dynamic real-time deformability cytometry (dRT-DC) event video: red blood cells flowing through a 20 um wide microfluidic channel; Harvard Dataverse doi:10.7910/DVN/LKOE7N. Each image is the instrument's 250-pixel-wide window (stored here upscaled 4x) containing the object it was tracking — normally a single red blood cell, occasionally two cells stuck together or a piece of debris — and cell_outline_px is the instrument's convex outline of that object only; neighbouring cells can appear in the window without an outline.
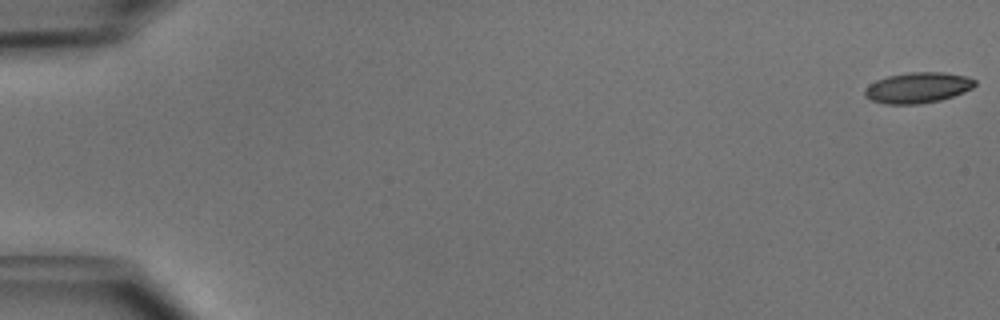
{"species": "common noctule bat (a hibernating species)", "species_latin": "Nyctalus noctula", "temperature_condition": "cold", "stored_images_in_passage": 51, "camera_frame_rate_fps": 3000, "um_per_image_px": 0.085, "animal": {"sex": "male", "body_mass_g": 15.6}, "frame": {"image": 1, "passage_image": 1, "time_ms": 0.0, "image_size_px": [1000, 320], "cell_outline_px": [[976, 84], [972, 88], [964, 92], [940, 100], [920, 104], [884, 104], [872, 100], [864, 96], [864, 88], [868, 84], [876, 80], [888, 76], [908, 72], [944, 72], [968, 76], [976, 80]], "centroid_in_image_um": [78.0, 7.45], "position_along_channel_um": 7.0, "area_um2": 19.88}}
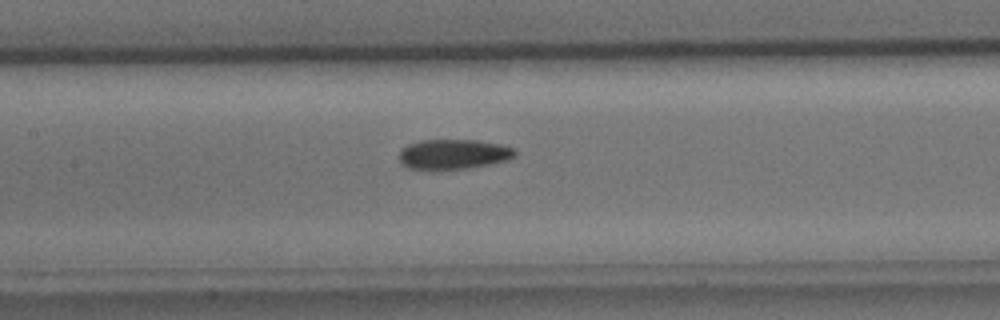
{"frame": {"image": 2, "passage_image": 25, "time_ms": 8.0, "image_size_px": [1000, 320], "cell_outline_px": [[516, 156], [508, 160], [492, 164], [468, 168], [440, 172], [408, 168], [400, 164], [396, 156], [408, 144], [420, 140], [476, 140], [500, 144], [512, 148], [516, 152]], "centroid_in_image_um": [38.48, 13.15], "position_along_channel_um": 168.9, "area_um2": 20.98}}
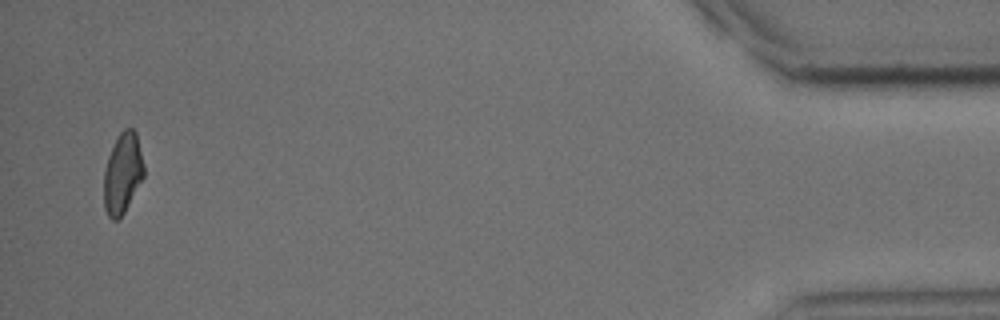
{"frame": {"image": 3, "passage_image": 50, "time_ms": 16.333, "image_size_px": [1000, 320], "cell_outline_px": [[144, 176], [124, 212], [116, 220], [112, 220], [108, 216], [104, 208], [104, 172], [108, 156], [120, 132], [124, 128], [132, 128], [136, 132], [144, 164]], "centroid_in_image_um": [10.42, 14.72], "position_along_channel_um": 424.8, "area_um2": 18.61}, "authors_computed_cell_mechanics": {"area_um2": 19.941, "velocity_mm_per_s": 3.9914, "shape_relaxation_time_tau1_ms": 4.0323, "shape_relaxation_time_tau2_ms": 5.0205, "deformation_change_tau1": 0.1128, "deformation_change_tau2": 0.1139}}